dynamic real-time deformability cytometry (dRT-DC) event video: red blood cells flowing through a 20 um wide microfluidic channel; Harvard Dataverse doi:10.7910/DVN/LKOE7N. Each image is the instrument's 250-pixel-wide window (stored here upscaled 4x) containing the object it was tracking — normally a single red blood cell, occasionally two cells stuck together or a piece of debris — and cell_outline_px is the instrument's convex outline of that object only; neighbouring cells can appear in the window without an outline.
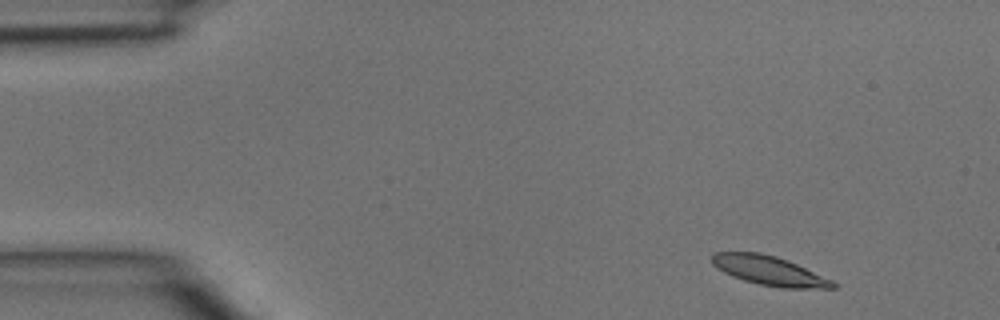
{"species": "common noctule bat (a hibernating species)", "species_latin": "Nyctalus noctula", "temperature_condition": "room temperature", "stored_images_in_passage": 4, "camera_frame_rate_fps": 3000, "um_per_image_px": 0.085, "animal": {"sex": "male", "body_mass_g": 15.6}, "frame": {"image": 1, "passage_image": 4, "time_ms": 1.0, "image_size_px": [1000, 320], "cell_outline_px": [[840, 284], [836, 288], [780, 288], [760, 284], [744, 280], [732, 276], [716, 268], [712, 264], [712, 252], [760, 252], [776, 256], [788, 260], [832, 280]], "centroid_in_image_um": [65.39, 23.0], "position_along_channel_um": 19.6, "area_um2": 20.69}}